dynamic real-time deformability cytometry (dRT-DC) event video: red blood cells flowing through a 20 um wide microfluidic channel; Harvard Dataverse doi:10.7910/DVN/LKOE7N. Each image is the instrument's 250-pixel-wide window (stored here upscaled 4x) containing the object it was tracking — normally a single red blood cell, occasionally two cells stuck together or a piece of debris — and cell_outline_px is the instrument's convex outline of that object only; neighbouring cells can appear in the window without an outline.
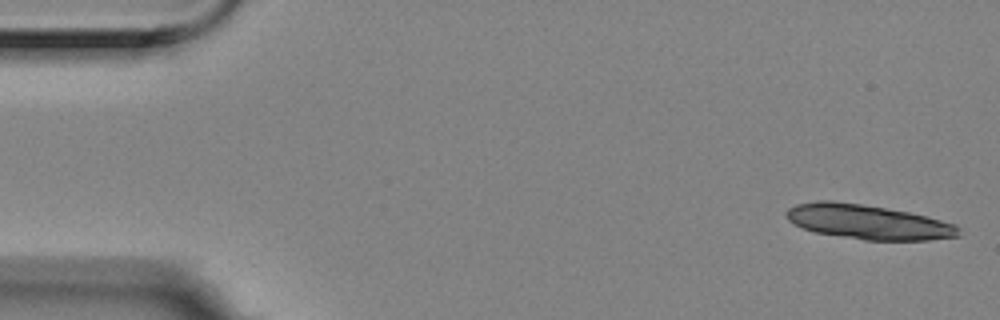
{"species": "Egyptian fruit bat (a non-hibernating species)", "species_latin": "Rousettus aegyptiacus", "temperature_condition": "room temperature", "stored_images_in_passage": 4, "camera_frame_rate_fps": 3000, "um_per_image_px": 0.085, "animal": {"sex": "female"}, "frame": {"image": 1, "passage_image": 1, "time_ms": 0.0, "image_size_px": [1000, 320], "cell_outline_px": [[960, 236], [928, 240], [864, 240], [816, 232], [804, 228], [788, 220], [784, 212], [788, 208], [796, 204], [816, 200], [832, 200], [860, 204], [908, 212], [956, 224], [960, 228]], "centroid_in_image_um": [73.77, 18.86], "position_along_channel_um": 11.2, "area_um2": 34.51}}